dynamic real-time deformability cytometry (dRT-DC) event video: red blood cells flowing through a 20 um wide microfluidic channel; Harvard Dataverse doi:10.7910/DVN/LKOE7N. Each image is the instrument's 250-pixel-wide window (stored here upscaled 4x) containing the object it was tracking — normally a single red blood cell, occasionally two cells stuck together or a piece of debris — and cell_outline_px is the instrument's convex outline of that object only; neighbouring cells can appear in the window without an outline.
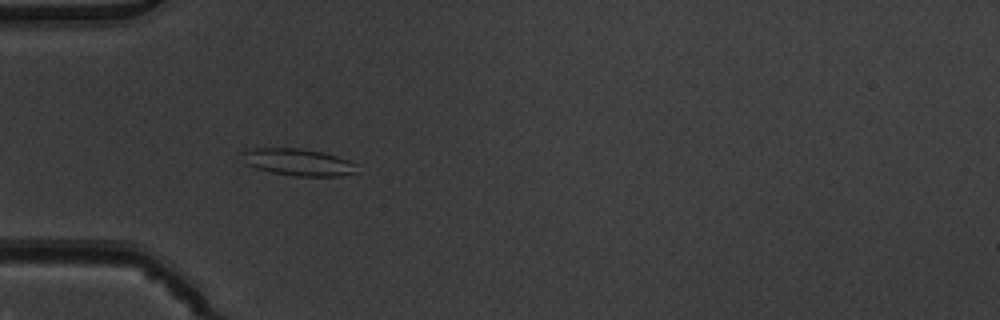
{"species": "common noctule bat (a hibernating species)", "species_latin": "Nyctalus noctula", "temperature_condition": "warm", "stored_images_in_passage": 9, "camera_frame_rate_fps": 3000, "um_per_image_px": 0.085, "animal": {"sex": "male", "body_mass_g": 19.5, "forearm_length_mm": 54.6}, "frame": {"image": 1, "passage_image": 4, "time_ms": 1.0, "image_size_px": [1000, 320], "cell_outline_px": [[356, 172], [336, 176], [296, 176], [272, 172], [256, 168], [244, 164], [240, 152], [252, 148], [300, 148], [324, 152], [348, 160], [356, 164]], "centroid_in_image_um": [25.29, 13.77], "position_along_channel_um": 59.7, "area_um2": 18.03}}
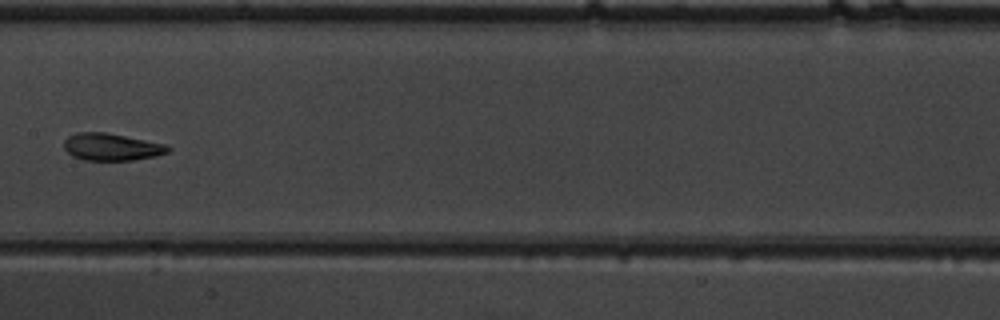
{"frame": {"image": 2, "passage_image": 7, "time_ms": 2.0, "image_size_px": [1000, 320], "cell_outline_px": [[172, 148], [168, 152], [156, 156], [132, 160], [84, 160], [72, 156], [64, 148], [64, 140], [68, 136], [76, 132], [104, 132], [164, 144]], "centroid_in_image_um": [9.45, 12.49], "position_along_channel_um": 198.0, "area_um2": 16.36}}
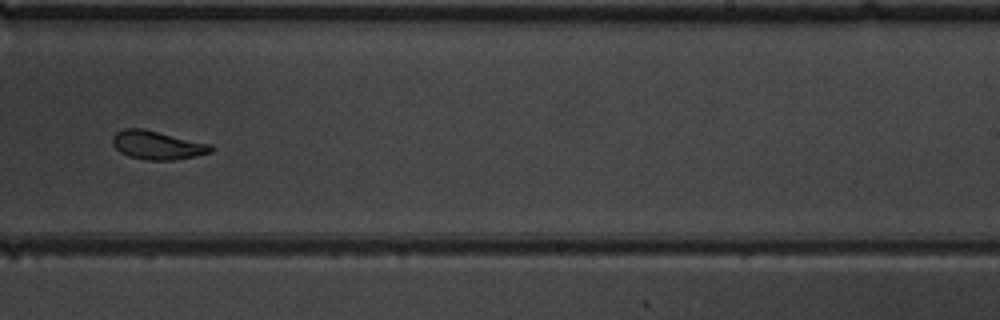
{"frame": {"image": 3, "passage_image": 9, "time_ms": 2.667, "image_size_px": [1000, 320], "cell_outline_px": [[216, 148], [212, 152], [196, 156], [176, 160], [148, 160], [128, 156], [120, 152], [112, 144], [112, 136], [116, 132], [124, 128], [144, 128], [212, 144]], "centroid_in_image_um": [13.4, 12.33], "position_along_channel_um": 275.6, "area_um2": 16.7}}